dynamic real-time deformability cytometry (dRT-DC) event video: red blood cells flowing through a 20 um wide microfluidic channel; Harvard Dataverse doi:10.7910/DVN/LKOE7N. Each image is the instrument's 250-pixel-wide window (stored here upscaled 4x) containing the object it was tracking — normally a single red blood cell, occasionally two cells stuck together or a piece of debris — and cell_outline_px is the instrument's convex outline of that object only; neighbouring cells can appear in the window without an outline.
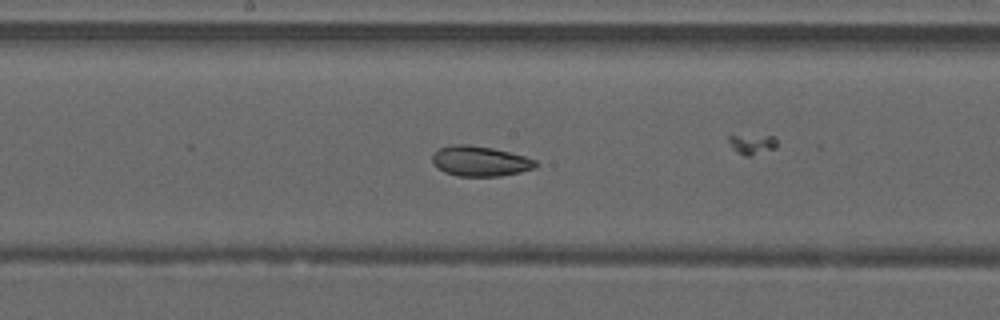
{"species": "common noctule bat (a hibernating species)", "species_latin": "Nyctalus noctula", "temperature_condition": "warm", "stored_images_in_passage": 36, "camera_frame_rate_fps": 3000, "um_per_image_px": 0.085, "animal": {"sex": "male", "forearm_length_mm": 52.5}, "frame": {"image": 1, "passage_image": 12, "time_ms": 3.667, "image_size_px": [1000, 320], "cell_outline_px": [[540, 164], [536, 168], [520, 172], [500, 176], [456, 176], [444, 172], [436, 168], [432, 164], [432, 152], [448, 144], [468, 144], [492, 148], [524, 156], [536, 160]], "centroid_in_image_um": [40.77, 13.7], "position_along_channel_um": 207.4, "area_um2": 18.5}}